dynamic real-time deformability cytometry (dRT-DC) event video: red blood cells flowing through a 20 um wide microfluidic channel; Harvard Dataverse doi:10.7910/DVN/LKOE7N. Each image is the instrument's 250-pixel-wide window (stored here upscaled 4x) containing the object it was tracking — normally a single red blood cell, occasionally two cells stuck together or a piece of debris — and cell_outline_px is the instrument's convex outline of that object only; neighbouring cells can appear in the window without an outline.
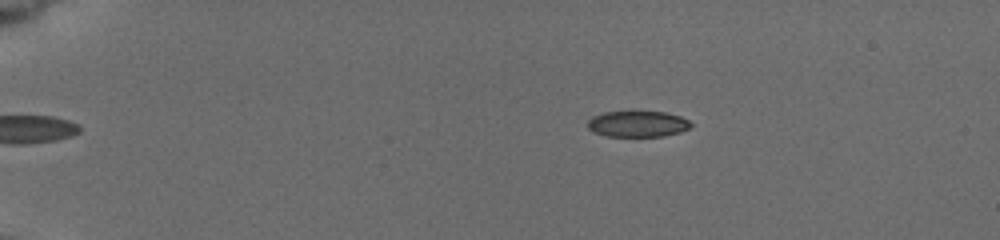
{"species": "common noctule bat (a hibernating species)", "species_latin": "Nyctalus noctula", "temperature_condition": "cold", "stored_images_in_passage": 9, "camera_frame_rate_fps": 3000, "um_per_image_px": 0.085, "animal": {"sex": "female", "body_mass_g": 19.5, "forearm_length_mm": 54.1}, "frame": {"image": 1, "passage_image": 1, "time_ms": 0.0, "image_size_px": [1000, 240], "cell_outline_px": [[692, 124], [688, 128], [680, 132], [664, 136], [608, 136], [592, 132], [588, 128], [588, 120], [592, 116], [604, 112], [664, 112], [680, 116], [688, 120]], "centroid_in_image_um": [54.18, 10.54], "position_along_channel_um": 30.8, "area_um2": 15.55}}
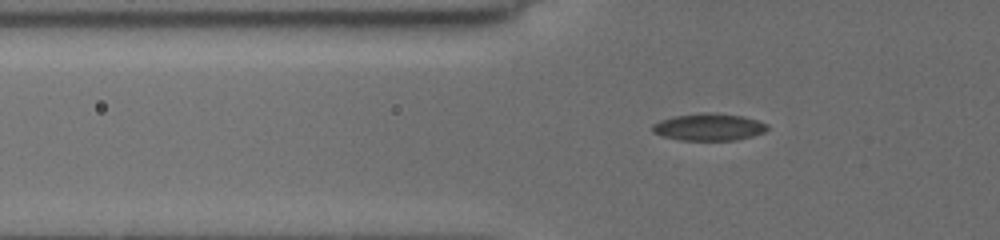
{"frame": {"image": 2, "passage_image": 7, "time_ms": 3.0, "image_size_px": [1000, 240], "cell_outline_px": [[768, 128], [764, 132], [752, 136], [736, 140], [676, 140], [660, 136], [652, 132], [652, 124], [660, 120], [672, 116], [704, 112], [708, 112], [740, 116], [756, 120], [768, 124]], "centroid_in_image_um": [60.19, 10.8], "position_along_channel_um": 65.6, "area_um2": 18.26}}
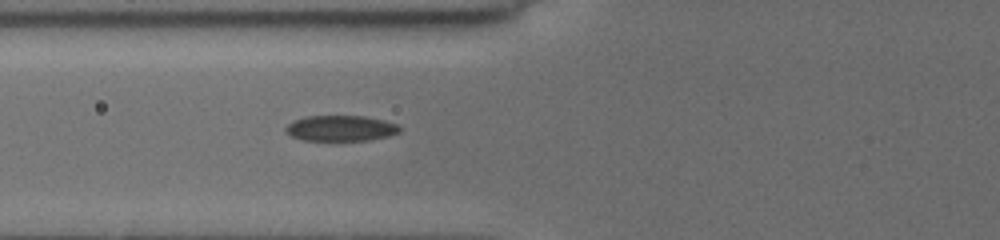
{"frame": {"image": 3, "passage_image": 9, "time_ms": 4.0, "image_size_px": [1000, 240], "cell_outline_px": [[400, 132], [388, 136], [368, 140], [336, 144], [300, 140], [284, 132], [284, 128], [292, 120], [304, 116], [364, 116], [384, 120], [396, 124], [400, 128]], "centroid_in_image_um": [28.88, 10.96], "position_along_channel_um": 96.9, "area_um2": 18.09}}